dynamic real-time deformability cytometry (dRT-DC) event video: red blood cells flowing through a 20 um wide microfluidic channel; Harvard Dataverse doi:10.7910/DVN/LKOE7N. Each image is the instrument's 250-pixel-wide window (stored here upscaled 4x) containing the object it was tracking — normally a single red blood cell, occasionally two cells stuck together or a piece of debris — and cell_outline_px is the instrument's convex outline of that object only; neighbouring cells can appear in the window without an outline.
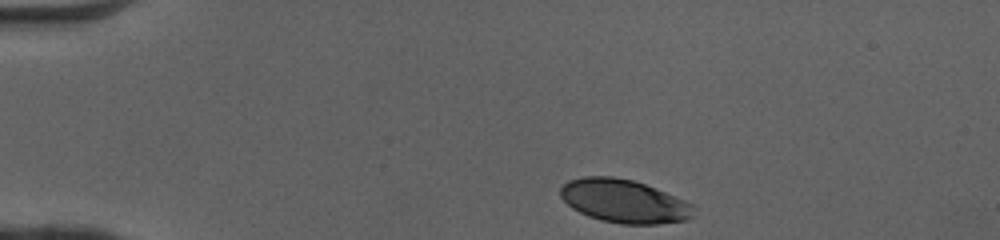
{"species": "human", "species_latin": "Homo sapiens", "temperature_condition": "cold", "stored_images_in_passage": 34, "camera_frame_rate_fps": 3000, "um_per_image_px": 0.085, "donor": {"sex": "female"}, "frame": {"image": 1, "passage_image": 1, "time_ms": 0.0, "image_size_px": [1000, 240], "cell_outline_px": [[696, 208], [692, 216], [688, 220], [656, 224], [620, 224], [600, 220], [588, 216], [572, 208], [560, 196], [560, 188], [568, 180], [584, 176], [612, 176], [632, 180], [644, 184], [684, 200], [692, 204]], "centroid_in_image_um": [53.03, 17.1], "position_along_channel_um": 32.0, "area_um2": 33.58}}
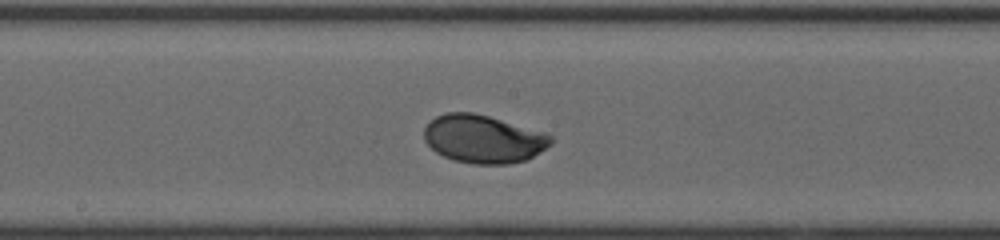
{"frame": {"image": 2, "passage_image": 19, "time_ms": 6.0, "image_size_px": [1000, 240], "cell_outline_px": [[552, 144], [528, 160], [508, 164], [472, 164], [452, 160], [436, 152], [424, 140], [424, 128], [436, 116], [448, 112], [472, 112], [488, 116], [544, 132], [552, 136]], "centroid_in_image_um": [41.09, 11.82], "position_along_channel_um": 207.1, "area_um2": 35.55}}
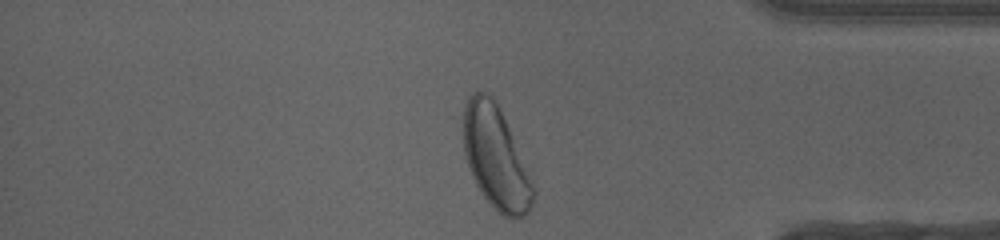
{"frame": {"image": 3, "passage_image": 34, "time_ms": 11.0, "image_size_px": [1000, 240], "cell_outline_px": [[536, 192], [532, 204], [528, 212], [524, 216], [516, 220], [512, 220], [496, 212], [480, 192], [472, 176], [464, 152], [464, 108], [468, 96], [472, 92], [484, 92], [492, 96], [500, 108]], "centroid_in_image_um": [42.13, 13.45], "position_along_channel_um": 393.1, "area_um2": 41.33}, "authors_computed_cell_mechanics": {"area_um2": 34.8823, "velocity_mm_per_s": 4.0658, "shape_relaxation_time_tau1_ms": 2.1661, "shape_relaxation_time_tau2_ms": null, "deformation_change_tau1": 0.135, "deformation_change_tau2": null}}